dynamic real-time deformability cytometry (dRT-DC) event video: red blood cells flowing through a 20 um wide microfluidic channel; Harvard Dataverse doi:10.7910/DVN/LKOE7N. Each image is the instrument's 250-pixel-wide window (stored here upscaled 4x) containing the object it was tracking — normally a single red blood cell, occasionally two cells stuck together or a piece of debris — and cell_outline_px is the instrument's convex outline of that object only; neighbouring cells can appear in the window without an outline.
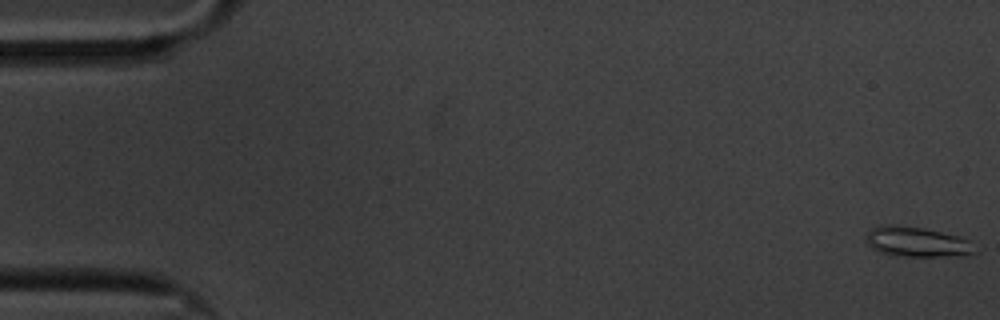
{"species": "common noctule bat (a hibernating species)", "species_latin": "Nyctalus noctula", "temperature_condition": "cold", "stored_images_in_passage": 13, "camera_frame_rate_fps": 3000, "um_per_image_px": 0.085, "animal": {"sex": "male", "body_mass_g": 20.1, "forearm_length_mm": 53.5}, "frame": {"image": 1, "passage_image": 1, "time_ms": 0.0, "image_size_px": [1000, 320], "cell_outline_px": [[976, 252], [936, 256], [892, 256], [880, 252], [872, 248], [868, 244], [864, 236], [872, 228], [880, 224], [892, 224], [924, 228], [956, 236], [968, 240]], "centroid_in_image_um": [77.79, 20.54], "position_along_channel_um": 7.2, "area_um2": 18.67}}